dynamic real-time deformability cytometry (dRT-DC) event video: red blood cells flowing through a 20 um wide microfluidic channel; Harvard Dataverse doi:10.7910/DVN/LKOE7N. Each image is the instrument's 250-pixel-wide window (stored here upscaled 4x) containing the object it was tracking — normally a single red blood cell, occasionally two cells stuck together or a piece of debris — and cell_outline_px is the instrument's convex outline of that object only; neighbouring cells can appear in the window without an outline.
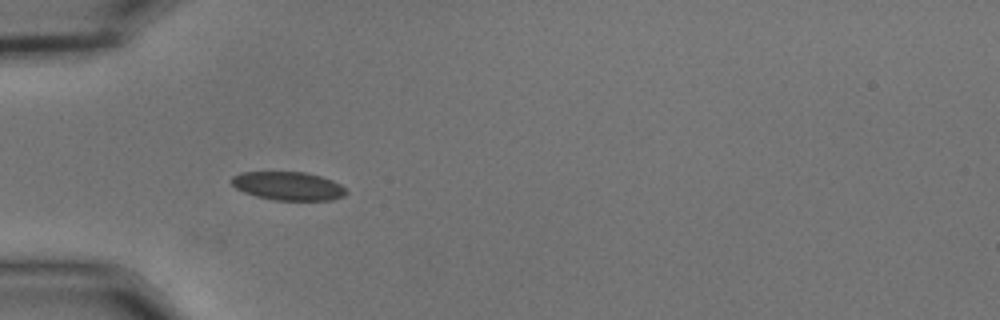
{"species": "common noctule bat (a hibernating species)", "species_latin": "Nyctalus noctula", "temperature_condition": "cold", "stored_images_in_passage": 24, "camera_frame_rate_fps": 3000, "um_per_image_px": 0.085, "animal": {"sex": "male", "body_mass_g": 15.6}, "frame": {"image": 1, "passage_image": 1, "time_ms": 0.0, "image_size_px": [1000, 320], "cell_outline_px": [[348, 192], [344, 196], [332, 200], [276, 200], [256, 196], [244, 192], [236, 188], [232, 184], [232, 176], [240, 172], [304, 172], [320, 176], [332, 180], [340, 184]], "centroid_in_image_um": [24.5, 15.81], "position_along_channel_um": 60.5, "area_um2": 18.96}}
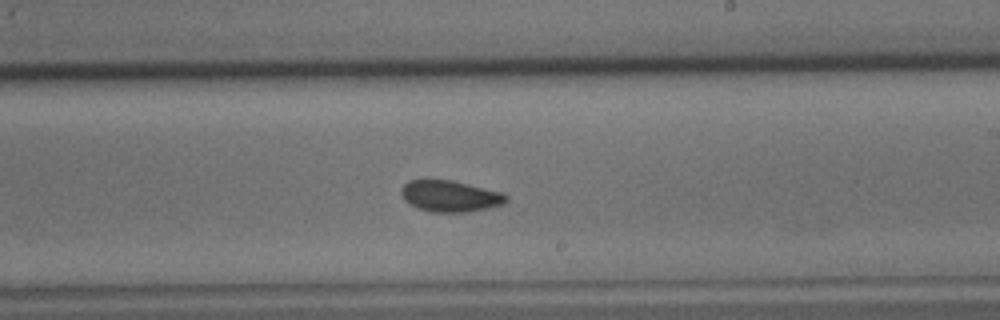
{"frame": {"image": 2, "passage_image": 17, "time_ms": 5.333, "image_size_px": [1000, 320], "cell_outline_px": [[508, 200], [504, 204], [488, 208], [468, 212], [432, 212], [420, 208], [404, 200], [400, 192], [400, 188], [408, 180], [452, 180], [504, 192], [508, 196]], "centroid_in_image_um": [38.3, 16.66], "position_along_channel_um": 250.7, "area_um2": 19.25}}
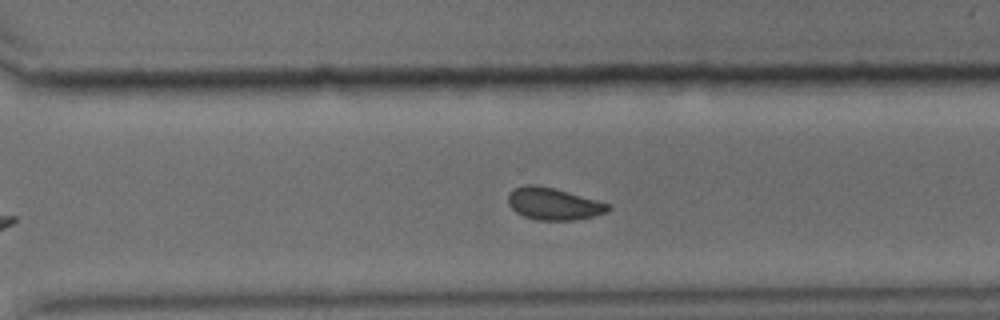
{"frame": {"image": 3, "passage_image": 23, "time_ms": 7.333, "image_size_px": [1000, 320], "cell_outline_px": [[612, 208], [608, 212], [592, 216], [572, 220], [536, 220], [524, 216], [516, 212], [508, 204], [508, 196], [516, 188], [524, 184], [536, 184], [552, 188], [612, 204]], "centroid_in_image_um": [47.07, 17.33], "position_along_channel_um": 323.5, "area_um2": 18.55}}